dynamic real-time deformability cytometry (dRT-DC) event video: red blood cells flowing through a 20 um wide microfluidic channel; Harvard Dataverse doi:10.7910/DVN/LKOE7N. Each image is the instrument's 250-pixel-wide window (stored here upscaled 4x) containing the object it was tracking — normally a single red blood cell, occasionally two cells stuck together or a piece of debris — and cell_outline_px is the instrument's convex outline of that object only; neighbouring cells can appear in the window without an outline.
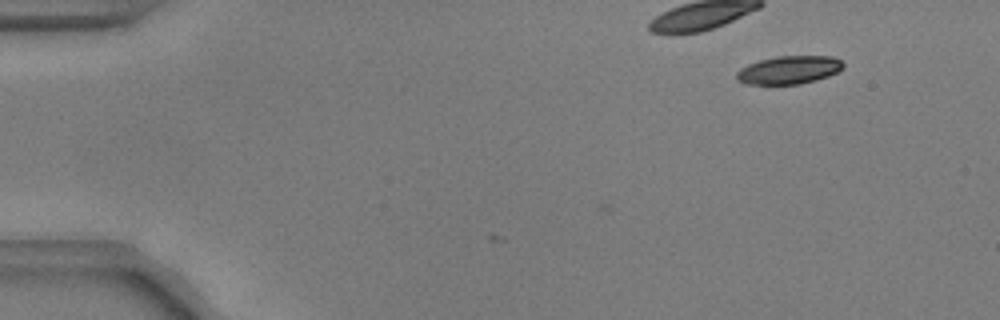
{"species": "common noctule bat (a hibernating species)", "species_latin": "Nyctalus noctula", "temperature_condition": "warm", "stored_images_in_passage": 5, "camera_frame_rate_fps": 3000, "um_per_image_px": 0.085, "animal": {"sex": "male", "body_mass_g": 17.9, "forearm_length_mm": 54.2}, "frame": {"image": 1, "passage_image": 5, "time_ms": 1.333, "image_size_px": [1000, 320], "cell_outline_px": [[844, 68], [828, 76], [816, 80], [800, 84], [744, 84], [736, 80], [736, 72], [740, 68], [748, 64], [760, 60], [776, 56], [832, 56], [840, 60], [844, 64]], "centroid_in_image_um": [67.04, 5.95], "position_along_channel_um": 18.0, "area_um2": 17.57}}